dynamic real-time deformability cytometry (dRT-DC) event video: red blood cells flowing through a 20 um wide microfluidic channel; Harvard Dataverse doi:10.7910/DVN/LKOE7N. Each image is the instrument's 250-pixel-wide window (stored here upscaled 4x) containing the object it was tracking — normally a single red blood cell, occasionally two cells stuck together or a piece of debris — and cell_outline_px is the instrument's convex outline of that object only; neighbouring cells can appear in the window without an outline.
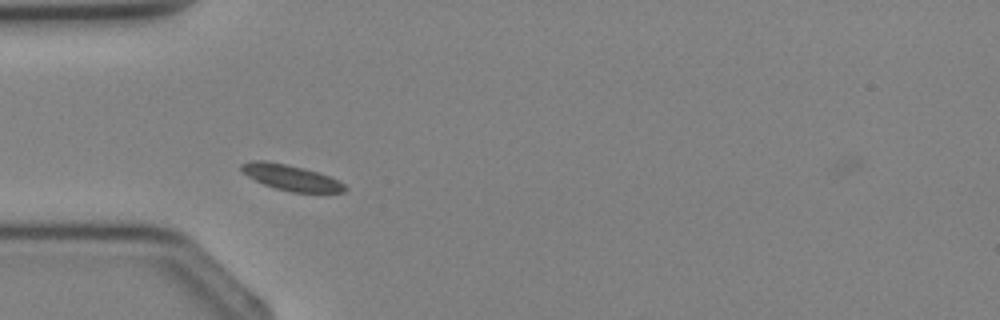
{"species": "Egyptian fruit bat (a non-hibernating species)", "species_latin": "Rousettus aegyptiacus", "temperature_condition": "cold", "stored_images_in_passage": 2, "camera_frame_rate_fps": 3000, "um_per_image_px": 0.085, "animal": {"sex": "female"}, "frame": {"image": 1, "passage_image": 1, "time_ms": 0.0, "image_size_px": [1000, 320], "cell_outline_px": [[348, 188], [344, 192], [292, 192], [276, 188], [264, 184], [240, 172], [240, 164], [252, 160], [264, 160], [304, 168], [328, 176], [344, 184]], "centroid_in_image_um": [24.69, 15.08], "position_along_channel_um": 60.3, "area_um2": 15.26}}
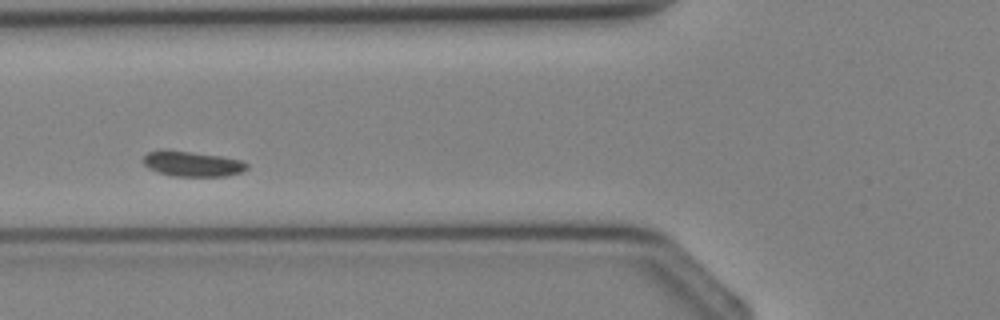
{"frame": {"image": 2, "passage_image": 2, "time_ms": 1.0, "image_size_px": [1000, 320], "cell_outline_px": [[248, 168], [240, 172], [224, 176], [172, 176], [156, 172], [148, 168], [144, 164], [144, 156], [148, 152], [160, 148], [168, 148], [220, 156], [240, 160], [248, 164]], "centroid_in_image_um": [16.27, 13.9], "position_along_channel_um": 109.5, "area_um2": 15.49}}